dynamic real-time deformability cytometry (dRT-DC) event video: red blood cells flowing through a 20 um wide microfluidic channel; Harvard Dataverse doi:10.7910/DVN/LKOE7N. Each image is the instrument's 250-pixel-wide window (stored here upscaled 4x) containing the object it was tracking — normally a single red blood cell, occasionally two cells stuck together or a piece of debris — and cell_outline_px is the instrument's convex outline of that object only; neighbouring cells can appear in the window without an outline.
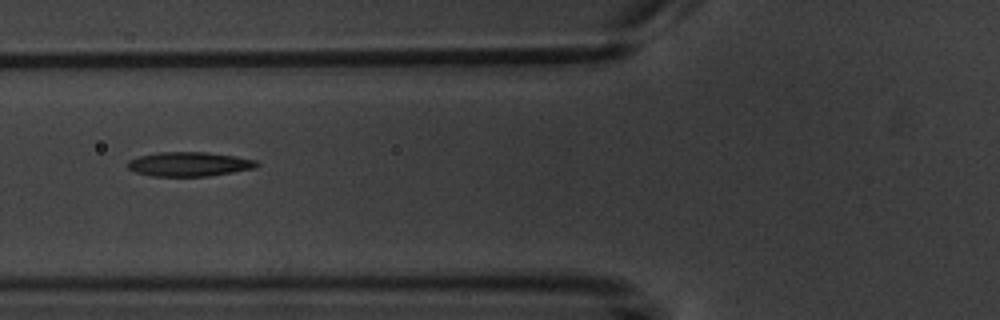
{"species": "common noctule bat (a hibernating species)", "species_latin": "Nyctalus noctula", "temperature_condition": "warm", "stored_images_in_passage": 4, "camera_frame_rate_fps": 3000, "um_per_image_px": 0.085, "animal": {"sex": "male", "body_mass_g": 20.1, "forearm_length_mm": 53.5}, "frame": {"image": 1, "passage_image": 2, "time_ms": 1.333, "image_size_px": [1000, 320], "cell_outline_px": [[260, 164], [256, 168], [208, 176], [152, 176], [136, 172], [128, 168], [128, 160], [140, 156], [156, 152], [208, 152], [236, 156], [256, 160]], "centroid_in_image_um": [16.1, 13.94], "position_along_channel_um": 109.7, "area_um2": 18.32}}
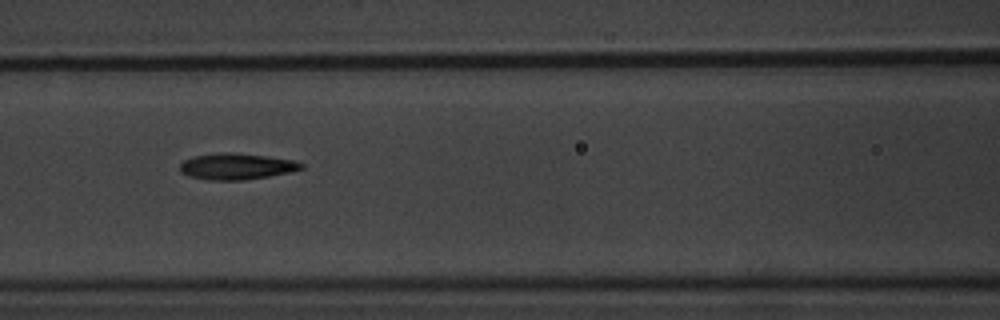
{"frame": {"image": 2, "passage_image": 3, "time_ms": 2.333, "image_size_px": [1000, 320], "cell_outline_px": [[304, 168], [288, 172], [268, 176], [244, 180], [208, 180], [188, 176], [180, 172], [180, 164], [184, 160], [196, 156], [220, 152], [232, 152], [268, 156], [296, 160], [304, 164]], "centroid_in_image_um": [20.11, 14.14], "position_along_channel_um": 146.5, "area_um2": 18.61}}
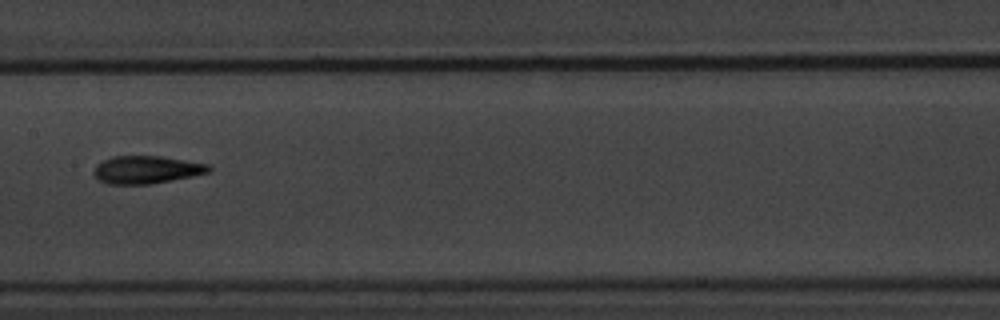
{"frame": {"image": 3, "passage_image": 4, "time_ms": 3.667, "image_size_px": [1000, 320], "cell_outline_px": [[212, 168], [208, 172], [192, 176], [152, 184], [108, 184], [100, 180], [92, 172], [96, 164], [112, 156], [160, 156], [208, 164]], "centroid_in_image_um": [12.43, 14.42], "position_along_channel_um": 195.0, "area_um2": 18.5}}